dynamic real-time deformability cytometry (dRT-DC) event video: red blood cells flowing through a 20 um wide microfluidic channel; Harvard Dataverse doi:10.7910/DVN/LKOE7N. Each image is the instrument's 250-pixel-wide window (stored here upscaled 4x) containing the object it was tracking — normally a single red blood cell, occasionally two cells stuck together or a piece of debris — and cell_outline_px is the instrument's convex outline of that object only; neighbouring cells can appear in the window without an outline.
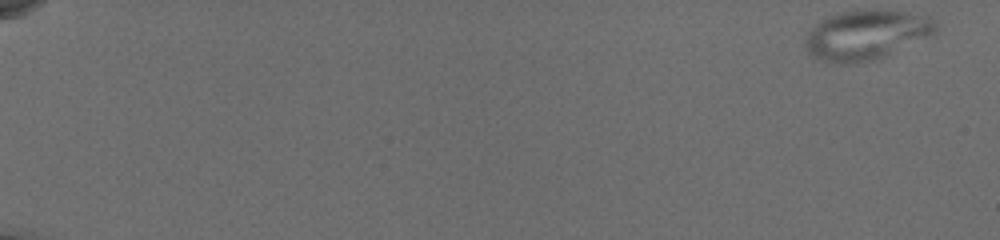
{"species": "common noctule bat (a hibernating species)", "species_latin": "Nyctalus noctula", "temperature_condition": "cold", "stored_images_in_passage": 55, "camera_frame_rate_fps": 3000, "um_per_image_px": 0.085, "animal": {"sex": "female", "body_mass_g": 19.5, "forearm_length_mm": 54.1}, "frame": {"image": 1, "passage_image": 1, "time_ms": 0.0, "image_size_px": [1000, 240], "cell_outline_px": [[936, 28], [932, 32], [924, 36], [872, 60], [852, 64], [836, 64], [824, 60], [816, 56], [808, 48], [808, 28], [812, 24], [832, 16], [852, 12], [900, 12], [928, 16], [936, 24]], "centroid_in_image_um": [73.55, 2.99], "position_along_channel_um": 11.5, "area_um2": 35.14}}
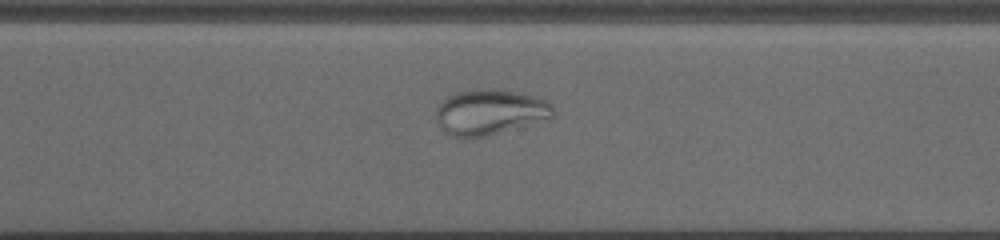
{"frame": {"image": 2, "passage_image": 41, "time_ms": 13.333, "image_size_px": [1000, 240], "cell_outline_px": [[552, 116], [488, 136], [472, 140], [452, 136], [436, 120], [436, 108], [448, 96], [456, 92], [484, 88], [492, 88], [532, 96], [544, 100], [552, 104]], "centroid_in_image_um": [41.56, 9.54], "position_along_channel_um": 329.0, "area_um2": 30.4}}
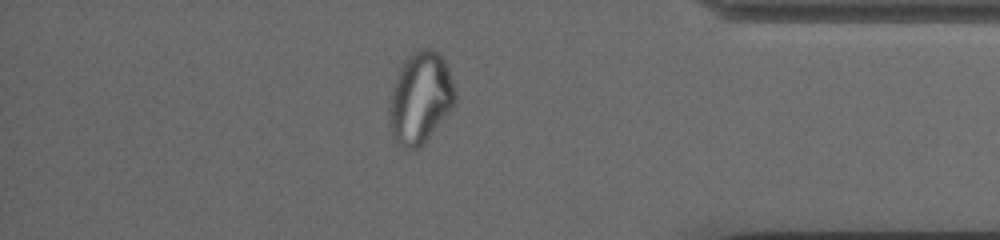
{"frame": {"image": 3, "passage_image": 48, "time_ms": 15.667, "image_size_px": [1000, 240], "cell_outline_px": [[456, 104], [424, 144], [416, 148], [404, 148], [392, 132], [388, 120], [388, 108], [392, 88], [400, 68], [404, 60], [408, 56], [424, 48], [432, 48], [444, 60], [448, 68], [456, 92]], "centroid_in_image_um": [35.74, 8.32], "position_along_channel_um": 399.5, "area_um2": 34.91}}